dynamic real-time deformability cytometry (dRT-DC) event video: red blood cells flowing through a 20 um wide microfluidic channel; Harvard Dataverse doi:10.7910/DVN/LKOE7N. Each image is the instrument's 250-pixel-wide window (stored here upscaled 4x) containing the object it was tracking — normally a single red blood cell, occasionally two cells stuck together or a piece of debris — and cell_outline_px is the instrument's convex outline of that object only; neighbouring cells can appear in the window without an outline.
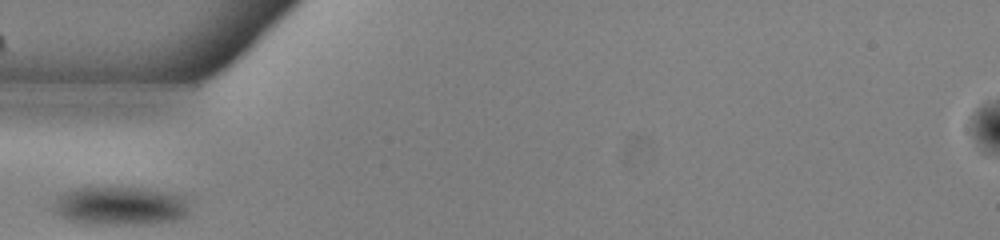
{"species": "common noctule bat (a hibernating species)", "species_latin": "Nyctalus noctula", "temperature_condition": "warm", "stored_images_in_passage": 25, "camera_frame_rate_fps": 3000, "um_per_image_px": 0.085, "animal": {"sex": "male", "body_mass_g": 13.0, "forearm_length_mm": 53.1}, "frame": {"image": 1, "passage_image": 1, "time_ms": 0.0, "image_size_px": [1000, 240], "cell_outline_px": [[192, 212], [176, 220], [160, 224], [84, 224], [68, 220], [52, 212], [48, 208], [64, 192], [76, 188], [140, 188], [164, 192], [184, 196], [192, 200]], "centroid_in_image_um": [10.27, 17.53], "position_along_channel_um": 74.7, "area_um2": 31.39}}
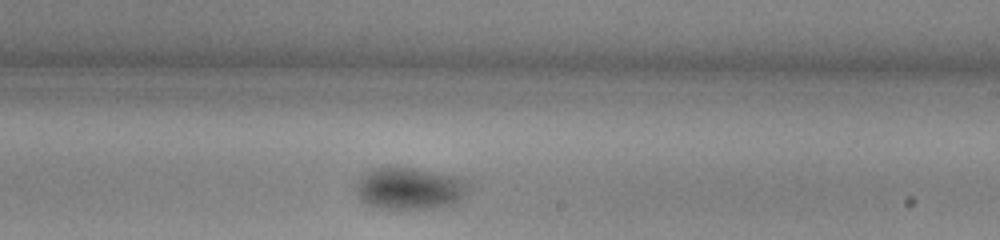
{"frame": {"image": 2, "passage_image": 15, "time_ms": 4.667, "image_size_px": [1000, 240], "cell_outline_px": [[468, 192], [456, 204], [432, 208], [376, 208], [360, 200], [356, 192], [356, 184], [368, 172], [376, 168], [388, 164], [412, 168], [456, 176], [468, 184]], "centroid_in_image_um": [34.81, 16.01], "position_along_channel_um": 254.2, "area_um2": 27.57}}
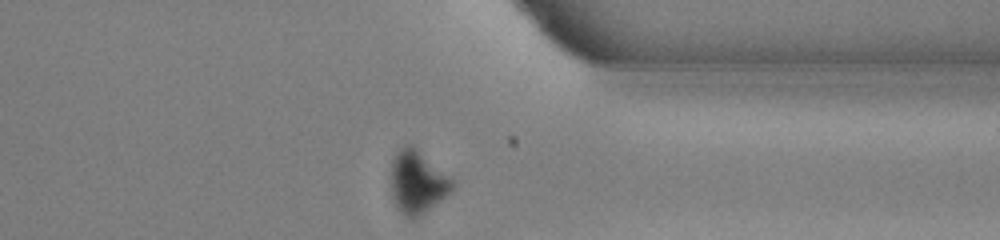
{"frame": {"image": 3, "passage_image": 25, "time_ms": 8.0, "image_size_px": [1000, 240], "cell_outline_px": [[456, 188], [448, 196], [420, 216], [404, 216], [392, 200], [392, 160], [396, 152], [404, 144], [412, 144], [456, 180]], "centroid_in_image_um": [35.55, 15.45], "position_along_channel_um": 375.9, "area_um2": 22.89}}